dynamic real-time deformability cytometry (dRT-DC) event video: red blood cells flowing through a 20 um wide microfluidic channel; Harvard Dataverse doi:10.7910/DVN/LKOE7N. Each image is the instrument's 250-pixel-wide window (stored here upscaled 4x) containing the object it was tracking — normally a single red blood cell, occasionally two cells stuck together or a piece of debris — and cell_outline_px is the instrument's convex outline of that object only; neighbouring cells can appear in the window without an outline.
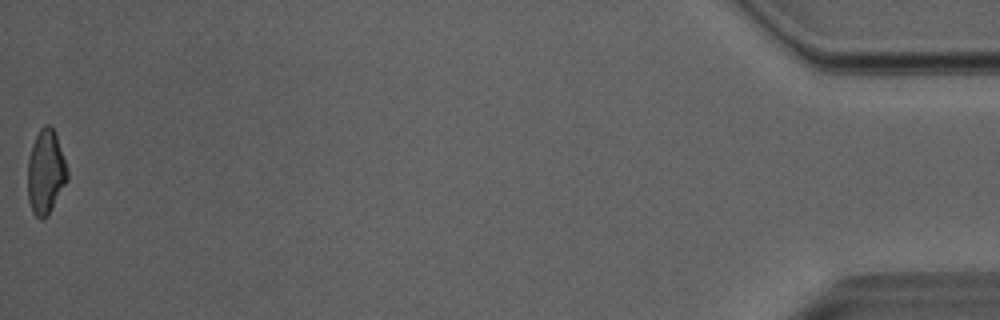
{"species": "Egyptian fruit bat (a non-hibernating species)", "species_latin": "Rousettus aegyptiacus", "temperature_condition": "room temperature", "stored_images_in_passage": 40, "camera_frame_rate_fps": 3000, "um_per_image_px": 0.085, "animal": {"sex": "male"}, "frame": {"image": 1, "passage_image": 40, "time_ms": 13.0, "image_size_px": [1000, 320], "cell_outline_px": [[68, 180], [48, 216], [40, 220], [32, 212], [28, 200], [28, 160], [32, 144], [40, 128], [44, 124], [48, 124], [52, 128], [56, 136], [68, 168]], "centroid_in_image_um": [3.89, 14.65], "position_along_channel_um": 431.3, "area_um2": 19.54}, "authors_computed_cell_mechanics": {"area_um2": 20.0566, "velocity_mm_per_s": 4.0617, "shape_relaxation_time_tau1_ms": 4.0736, "shape_relaxation_time_tau2_ms": 1.8929, "deformation_change_tau1": 0.1706, "deformation_change_tau2": 0.0983}}